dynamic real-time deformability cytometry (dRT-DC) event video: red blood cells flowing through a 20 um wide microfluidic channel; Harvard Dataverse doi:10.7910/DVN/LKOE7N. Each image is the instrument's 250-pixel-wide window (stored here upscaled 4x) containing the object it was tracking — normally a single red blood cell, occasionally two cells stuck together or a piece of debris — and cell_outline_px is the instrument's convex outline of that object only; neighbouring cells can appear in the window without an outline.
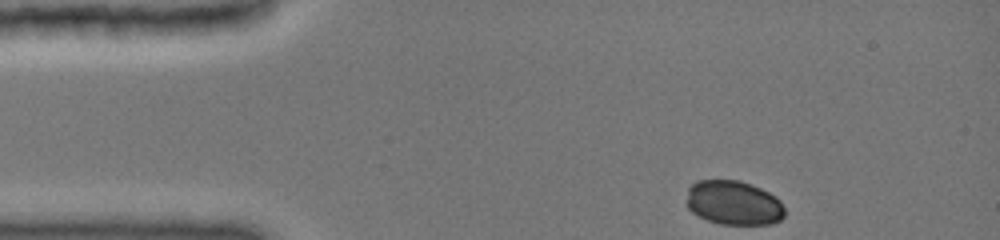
{"species": "common noctule bat (a hibernating species)", "species_latin": "Nyctalus noctula", "temperature_condition": "cold", "stored_images_in_passage": 16, "camera_frame_rate_fps": 3000, "um_per_image_px": 0.085, "animal": {"sex": "female", "body_mass_g": 19.0, "forearm_length_mm": 51.5}, "frame": {"image": 1, "passage_image": 1, "time_ms": 0.0, "image_size_px": [1000, 240], "cell_outline_px": [[784, 216], [780, 220], [772, 224], [720, 224], [696, 216], [688, 208], [688, 188], [696, 180], [740, 180], [752, 184], [776, 196], [780, 200], [784, 208]], "centroid_in_image_um": [62.37, 17.24], "position_along_channel_um": 22.6, "area_um2": 25.49}}
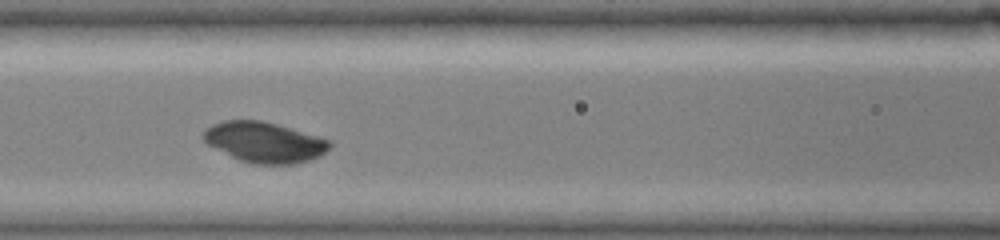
{"frame": {"image": 2, "passage_image": 10, "time_ms": 4.667, "image_size_px": [1000, 240], "cell_outline_px": [[332, 144], [320, 156], [296, 164], [252, 164], [240, 160], [208, 144], [204, 140], [204, 132], [212, 124], [224, 120], [260, 120], [276, 124], [332, 140]], "centroid_in_image_um": [22.51, 12.09], "position_along_channel_um": 144.1, "area_um2": 29.48}}
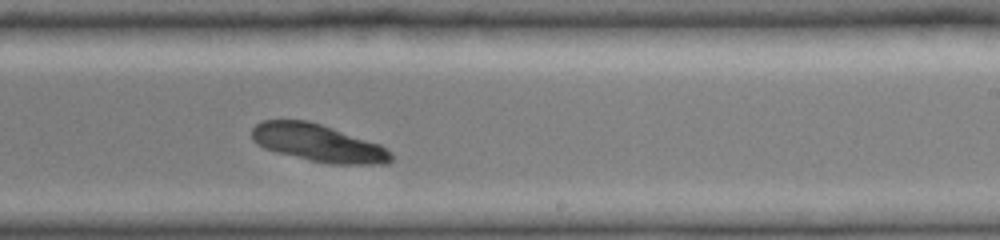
{"frame": {"image": 3, "passage_image": 16, "time_ms": 7.667, "image_size_px": [1000, 240], "cell_outline_px": [[392, 160], [388, 164], [332, 164], [312, 160], [276, 152], [264, 148], [256, 144], [252, 140], [252, 128], [256, 124], [264, 120], [308, 120], [380, 144], [392, 152]], "centroid_in_image_um": [27.04, 12.15], "position_along_channel_um": 262.0, "area_um2": 30.23}}